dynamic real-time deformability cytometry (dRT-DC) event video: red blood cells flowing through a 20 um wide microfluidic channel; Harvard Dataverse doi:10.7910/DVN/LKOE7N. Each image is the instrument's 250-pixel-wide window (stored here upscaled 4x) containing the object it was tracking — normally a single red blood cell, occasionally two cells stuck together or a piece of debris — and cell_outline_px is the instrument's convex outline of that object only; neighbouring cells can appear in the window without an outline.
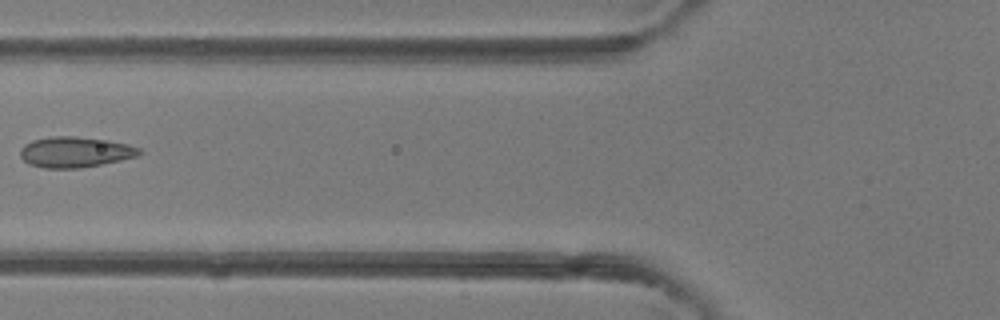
{"species": "common noctule bat (a hibernating species)", "species_latin": "Nyctalus noctula", "temperature_condition": "room temperature", "stored_images_in_passage": 5, "camera_frame_rate_fps": 3000, "um_per_image_px": 0.085, "animal": {"sex": "female"}, "frame": {"image": 1, "passage_image": 5, "time_ms": 4.333, "image_size_px": [1000, 320], "cell_outline_px": [[144, 152], [140, 156], [80, 168], [44, 168], [28, 164], [20, 156], [20, 148], [24, 144], [32, 140], [52, 136], [76, 136], [108, 140], [128, 144], [140, 148]], "centroid_in_image_um": [6.4, 12.92], "position_along_channel_um": 119.4, "area_um2": 21.44}}